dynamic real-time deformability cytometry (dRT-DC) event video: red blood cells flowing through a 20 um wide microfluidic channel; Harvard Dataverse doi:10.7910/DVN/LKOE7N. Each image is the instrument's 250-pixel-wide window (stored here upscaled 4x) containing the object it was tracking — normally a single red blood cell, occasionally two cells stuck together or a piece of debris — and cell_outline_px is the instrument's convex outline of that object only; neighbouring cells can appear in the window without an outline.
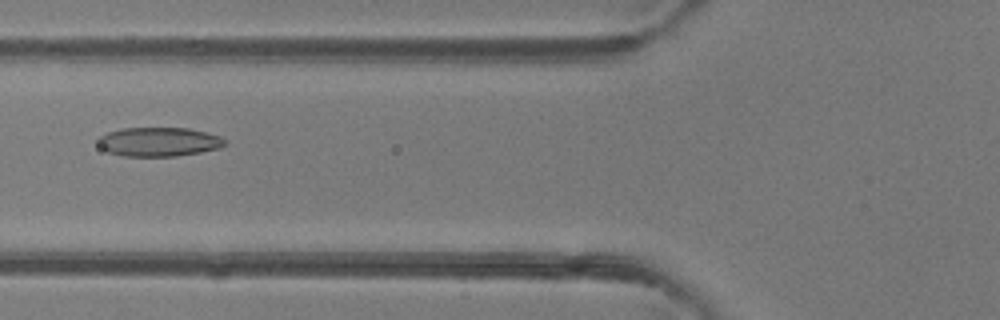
{"species": "common noctule bat (a hibernating species)", "species_latin": "Nyctalus noctula", "temperature_condition": "room temperature", "stored_images_in_passage": 50, "camera_frame_rate_fps": 3000, "um_per_image_px": 0.085, "animal": {"sex": "female"}, "frame": {"image": 1, "passage_image": 20, "time_ms": 6.333, "image_size_px": [1000, 320], "cell_outline_px": [[228, 144], [216, 148], [200, 152], [176, 156], [124, 156], [108, 152], [100, 148], [96, 140], [100, 136], [108, 132], [120, 128], [188, 128], [220, 136], [228, 140]], "centroid_in_image_um": [13.48, 12.05], "position_along_channel_um": 112.3, "area_um2": 21.56}}
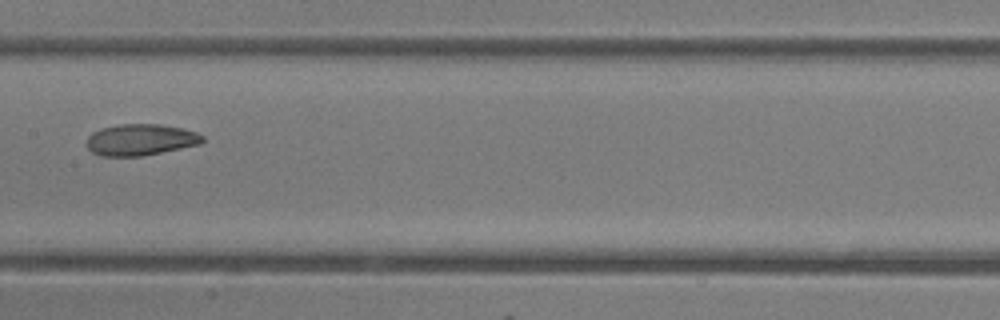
{"frame": {"image": 2, "passage_image": 26, "time_ms": 8.333, "image_size_px": [1000, 320], "cell_outline_px": [[204, 140], [200, 144], [140, 156], [100, 156], [92, 152], [88, 148], [88, 136], [92, 132], [100, 128], [120, 124], [160, 124], [184, 128], [196, 132], [204, 136]], "centroid_in_image_um": [11.95, 11.86], "position_along_channel_um": 195.5, "area_um2": 21.15}}
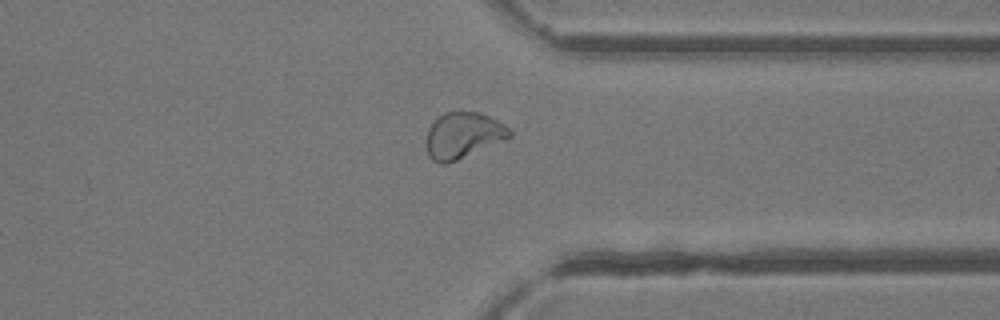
{"frame": {"image": 3, "passage_image": 39, "time_ms": 12.667, "image_size_px": [1000, 320], "cell_outline_px": [[512, 136], [504, 140], [456, 160], [444, 164], [440, 164], [432, 160], [428, 156], [428, 128], [432, 120], [444, 112], [456, 108], [460, 108], [480, 112], [504, 124], [512, 132]], "centroid_in_image_um": [39.34, 11.44], "position_along_channel_um": 372.1, "area_um2": 22.66}, "authors_computed_cell_mechanics": {"area_um2": 22.6576, "velocity_mm_per_s": 4.1316, "shape_relaxation_time_tau1_ms": 3.9603, "shape_relaxation_time_tau2_ms": 3.9464, "deformation_change_tau1": 0.1066, "deformation_change_tau2": 0.085}}